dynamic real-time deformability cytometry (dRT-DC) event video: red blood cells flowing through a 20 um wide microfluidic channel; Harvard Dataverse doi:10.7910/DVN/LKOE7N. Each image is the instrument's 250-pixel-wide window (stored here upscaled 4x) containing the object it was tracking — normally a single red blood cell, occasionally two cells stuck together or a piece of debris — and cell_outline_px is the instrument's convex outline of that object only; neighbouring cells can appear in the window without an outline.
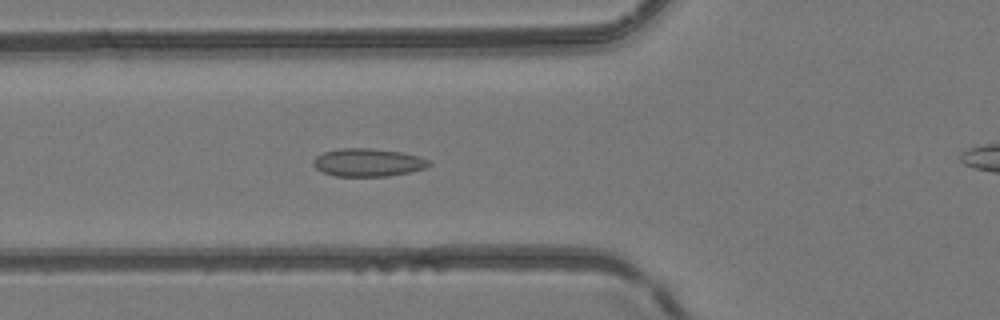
{"species": "common noctule bat (a hibernating species)", "species_latin": "Nyctalus noctula", "temperature_condition": "room temperature", "stored_images_in_passage": 51, "camera_frame_rate_fps": 3000, "um_per_image_px": 0.085, "animal": {"sex": "female", "body_mass_g": 24.6, "forearm_length_mm": 56.2}, "frame": {"image": 1, "passage_image": 19, "time_ms": 6.0, "image_size_px": [1000, 320], "cell_outline_px": [[432, 164], [424, 168], [408, 172], [388, 176], [336, 176], [324, 172], [316, 168], [312, 164], [312, 160], [316, 156], [324, 152], [340, 148], [372, 148], [400, 152], [420, 156], [428, 160]], "centroid_in_image_um": [31.26, 13.8], "position_along_channel_um": 94.5, "area_um2": 18.79}}
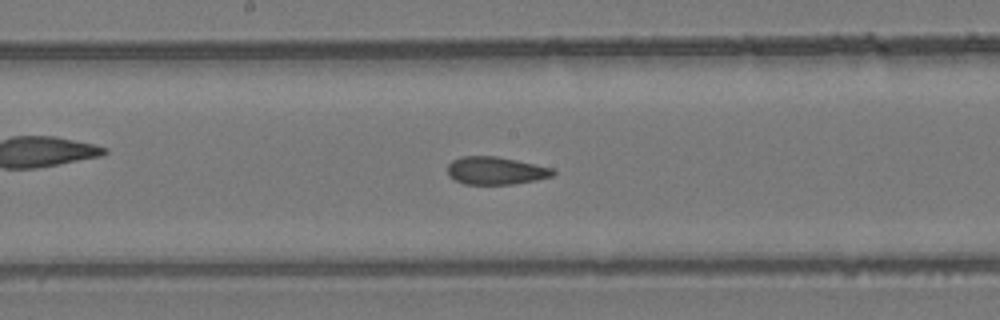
{"frame": {"image": 2, "passage_image": 27, "time_ms": 8.667, "image_size_px": [1000, 320], "cell_outline_px": [[556, 172], [552, 176], [536, 180], [512, 184], [464, 184], [448, 176], [448, 164], [452, 160], [460, 156], [496, 156], [516, 160], [552, 168]], "centroid_in_image_um": [42.11, 14.5], "position_along_channel_um": 206.1, "area_um2": 16.99}}
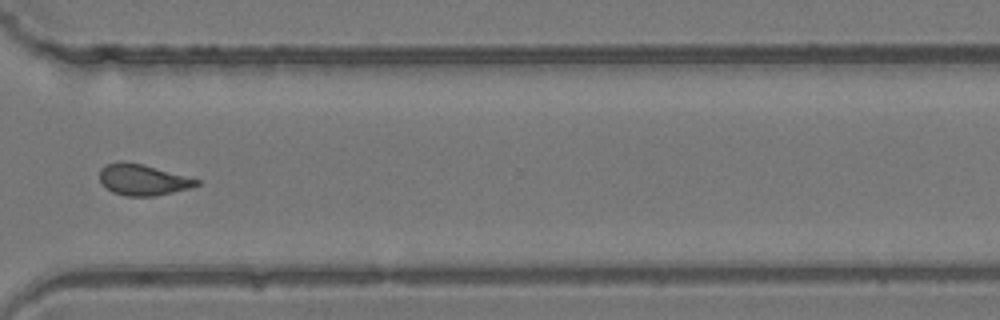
{"frame": {"image": 3, "passage_image": 38, "time_ms": 12.333, "image_size_px": [1000, 320], "cell_outline_px": [[200, 184], [188, 188], [172, 192], [152, 196], [124, 196], [112, 192], [100, 180], [100, 168], [108, 164], [120, 160], [124, 160], [144, 164], [200, 180]], "centroid_in_image_um": [12.12, 15.26], "position_along_channel_um": 358.5, "area_um2": 17.46}, "authors_computed_cell_mechanics": {"area_um2": 17.7446, "velocity_mm_per_s": 4.1608, "shape_relaxation_time_tau1_ms": null, "shape_relaxation_time_tau2_ms": 2.6194, "deformation_change_tau1": null, "deformation_change_tau2": 0.0826}}